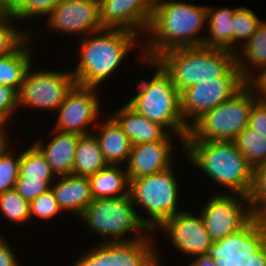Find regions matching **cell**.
<instances>
[{"label":"cell","instance_id":"cell-1","mask_svg":"<svg viewBox=\"0 0 266 266\" xmlns=\"http://www.w3.org/2000/svg\"><path fill=\"white\" fill-rule=\"evenodd\" d=\"M200 208L205 229L220 249L234 253L244 264L266 256V226L253 214L249 197L215 193Z\"/></svg>","mask_w":266,"mask_h":266},{"label":"cell","instance_id":"cell-2","mask_svg":"<svg viewBox=\"0 0 266 266\" xmlns=\"http://www.w3.org/2000/svg\"><path fill=\"white\" fill-rule=\"evenodd\" d=\"M207 10L208 4L158 0L145 37L142 38L144 58L154 60L170 49L203 45Z\"/></svg>","mask_w":266,"mask_h":266},{"label":"cell","instance_id":"cell-3","mask_svg":"<svg viewBox=\"0 0 266 266\" xmlns=\"http://www.w3.org/2000/svg\"><path fill=\"white\" fill-rule=\"evenodd\" d=\"M78 40V63L71 73L80 86L101 88L135 49L140 50L139 62L144 58L142 39L128 30L103 28Z\"/></svg>","mask_w":266,"mask_h":266},{"label":"cell","instance_id":"cell-4","mask_svg":"<svg viewBox=\"0 0 266 266\" xmlns=\"http://www.w3.org/2000/svg\"><path fill=\"white\" fill-rule=\"evenodd\" d=\"M183 156L220 189L214 193L250 195L254 169L234 141H184Z\"/></svg>","mask_w":266,"mask_h":266},{"label":"cell","instance_id":"cell-5","mask_svg":"<svg viewBox=\"0 0 266 266\" xmlns=\"http://www.w3.org/2000/svg\"><path fill=\"white\" fill-rule=\"evenodd\" d=\"M141 64L154 71L150 79L142 78L136 93L126 103L148 120L164 127L169 133L180 138L179 147L184 153V141L189 127L180 110V92L171 81L170 76L153 59L143 58ZM151 67V68H150Z\"/></svg>","mask_w":266,"mask_h":266},{"label":"cell","instance_id":"cell-6","mask_svg":"<svg viewBox=\"0 0 266 266\" xmlns=\"http://www.w3.org/2000/svg\"><path fill=\"white\" fill-rule=\"evenodd\" d=\"M181 92L197 83L217 78H242L236 53L207 46L170 49L154 59Z\"/></svg>","mask_w":266,"mask_h":266},{"label":"cell","instance_id":"cell-7","mask_svg":"<svg viewBox=\"0 0 266 266\" xmlns=\"http://www.w3.org/2000/svg\"><path fill=\"white\" fill-rule=\"evenodd\" d=\"M78 220L101 243L157 237L141 221L130 195L93 199Z\"/></svg>","mask_w":266,"mask_h":266},{"label":"cell","instance_id":"cell-8","mask_svg":"<svg viewBox=\"0 0 266 266\" xmlns=\"http://www.w3.org/2000/svg\"><path fill=\"white\" fill-rule=\"evenodd\" d=\"M174 166L173 164L161 172L130 180L129 195L132 203L137 208L141 221L151 232H155L167 219L183 211L178 206L182 194Z\"/></svg>","mask_w":266,"mask_h":266},{"label":"cell","instance_id":"cell-9","mask_svg":"<svg viewBox=\"0 0 266 266\" xmlns=\"http://www.w3.org/2000/svg\"><path fill=\"white\" fill-rule=\"evenodd\" d=\"M259 99L245 83L228 100L199 117L190 127L185 141H234L247 126Z\"/></svg>","mask_w":266,"mask_h":266},{"label":"cell","instance_id":"cell-10","mask_svg":"<svg viewBox=\"0 0 266 266\" xmlns=\"http://www.w3.org/2000/svg\"><path fill=\"white\" fill-rule=\"evenodd\" d=\"M28 69L18 92V108L49 111L54 114L67 93L76 84L71 70ZM33 68L35 70H33ZM40 69V70H39Z\"/></svg>","mask_w":266,"mask_h":266},{"label":"cell","instance_id":"cell-11","mask_svg":"<svg viewBox=\"0 0 266 266\" xmlns=\"http://www.w3.org/2000/svg\"><path fill=\"white\" fill-rule=\"evenodd\" d=\"M99 89L75 84L55 113L57 119L53 129L80 135L92 133L103 113Z\"/></svg>","mask_w":266,"mask_h":266},{"label":"cell","instance_id":"cell-12","mask_svg":"<svg viewBox=\"0 0 266 266\" xmlns=\"http://www.w3.org/2000/svg\"><path fill=\"white\" fill-rule=\"evenodd\" d=\"M167 238L175 252L185 254L190 259L194 256L208 254L219 248L205 229L201 215L189 210H183L167 219L155 232Z\"/></svg>","mask_w":266,"mask_h":266},{"label":"cell","instance_id":"cell-13","mask_svg":"<svg viewBox=\"0 0 266 266\" xmlns=\"http://www.w3.org/2000/svg\"><path fill=\"white\" fill-rule=\"evenodd\" d=\"M244 84L243 78H217L182 90L180 110L187 126L190 127L203 114L228 100Z\"/></svg>","mask_w":266,"mask_h":266},{"label":"cell","instance_id":"cell-14","mask_svg":"<svg viewBox=\"0 0 266 266\" xmlns=\"http://www.w3.org/2000/svg\"><path fill=\"white\" fill-rule=\"evenodd\" d=\"M45 19L47 31L79 39L103 29L100 5L90 0H61Z\"/></svg>","mask_w":266,"mask_h":266},{"label":"cell","instance_id":"cell-15","mask_svg":"<svg viewBox=\"0 0 266 266\" xmlns=\"http://www.w3.org/2000/svg\"><path fill=\"white\" fill-rule=\"evenodd\" d=\"M176 136L168 133L161 141L132 145L125 165L129 180L161 172L175 164Z\"/></svg>","mask_w":266,"mask_h":266},{"label":"cell","instance_id":"cell-16","mask_svg":"<svg viewBox=\"0 0 266 266\" xmlns=\"http://www.w3.org/2000/svg\"><path fill=\"white\" fill-rule=\"evenodd\" d=\"M156 239L103 243V266H164Z\"/></svg>","mask_w":266,"mask_h":266},{"label":"cell","instance_id":"cell-17","mask_svg":"<svg viewBox=\"0 0 266 266\" xmlns=\"http://www.w3.org/2000/svg\"><path fill=\"white\" fill-rule=\"evenodd\" d=\"M150 20L151 12L138 0H104L100 4L103 28L128 30L144 37Z\"/></svg>","mask_w":266,"mask_h":266},{"label":"cell","instance_id":"cell-18","mask_svg":"<svg viewBox=\"0 0 266 266\" xmlns=\"http://www.w3.org/2000/svg\"><path fill=\"white\" fill-rule=\"evenodd\" d=\"M51 129L49 141L37 137L31 143L45 157L56 176L72 174L76 147L81 135L57 131L53 127Z\"/></svg>","mask_w":266,"mask_h":266},{"label":"cell","instance_id":"cell-19","mask_svg":"<svg viewBox=\"0 0 266 266\" xmlns=\"http://www.w3.org/2000/svg\"><path fill=\"white\" fill-rule=\"evenodd\" d=\"M51 189L56 201L65 215L80 218L85 208L92 202L88 177L74 174L57 176Z\"/></svg>","mask_w":266,"mask_h":266},{"label":"cell","instance_id":"cell-20","mask_svg":"<svg viewBox=\"0 0 266 266\" xmlns=\"http://www.w3.org/2000/svg\"><path fill=\"white\" fill-rule=\"evenodd\" d=\"M92 132L98 139L102 155L108 164L125 166L132 144L117 122L108 114L103 115ZM107 116V117H106Z\"/></svg>","mask_w":266,"mask_h":266},{"label":"cell","instance_id":"cell-21","mask_svg":"<svg viewBox=\"0 0 266 266\" xmlns=\"http://www.w3.org/2000/svg\"><path fill=\"white\" fill-rule=\"evenodd\" d=\"M109 115L128 136L132 145L161 141L169 132L161 125L148 120L133 110L126 102Z\"/></svg>","mask_w":266,"mask_h":266},{"label":"cell","instance_id":"cell-22","mask_svg":"<svg viewBox=\"0 0 266 266\" xmlns=\"http://www.w3.org/2000/svg\"><path fill=\"white\" fill-rule=\"evenodd\" d=\"M236 61L245 83L266 68V20L261 22L249 41L236 53Z\"/></svg>","mask_w":266,"mask_h":266},{"label":"cell","instance_id":"cell-23","mask_svg":"<svg viewBox=\"0 0 266 266\" xmlns=\"http://www.w3.org/2000/svg\"><path fill=\"white\" fill-rule=\"evenodd\" d=\"M88 179L93 199L129 195L130 180L123 165L108 164Z\"/></svg>","mask_w":266,"mask_h":266},{"label":"cell","instance_id":"cell-24","mask_svg":"<svg viewBox=\"0 0 266 266\" xmlns=\"http://www.w3.org/2000/svg\"><path fill=\"white\" fill-rule=\"evenodd\" d=\"M32 38H35V32L16 52L0 58V85L19 92L28 69L35 62Z\"/></svg>","mask_w":266,"mask_h":266},{"label":"cell","instance_id":"cell-25","mask_svg":"<svg viewBox=\"0 0 266 266\" xmlns=\"http://www.w3.org/2000/svg\"><path fill=\"white\" fill-rule=\"evenodd\" d=\"M239 7L208 6L206 34L203 46L232 51V18Z\"/></svg>","mask_w":266,"mask_h":266},{"label":"cell","instance_id":"cell-26","mask_svg":"<svg viewBox=\"0 0 266 266\" xmlns=\"http://www.w3.org/2000/svg\"><path fill=\"white\" fill-rule=\"evenodd\" d=\"M107 165L95 135H81L76 147L72 174L89 177Z\"/></svg>","mask_w":266,"mask_h":266},{"label":"cell","instance_id":"cell-27","mask_svg":"<svg viewBox=\"0 0 266 266\" xmlns=\"http://www.w3.org/2000/svg\"><path fill=\"white\" fill-rule=\"evenodd\" d=\"M16 22L10 13L0 12V58L16 52L33 35L31 28H19Z\"/></svg>","mask_w":266,"mask_h":266},{"label":"cell","instance_id":"cell-28","mask_svg":"<svg viewBox=\"0 0 266 266\" xmlns=\"http://www.w3.org/2000/svg\"><path fill=\"white\" fill-rule=\"evenodd\" d=\"M253 11L248 6H239L232 18V52L234 53L244 47L263 21Z\"/></svg>","mask_w":266,"mask_h":266},{"label":"cell","instance_id":"cell-29","mask_svg":"<svg viewBox=\"0 0 266 266\" xmlns=\"http://www.w3.org/2000/svg\"><path fill=\"white\" fill-rule=\"evenodd\" d=\"M28 178H41L45 181H55L56 175L41 152L33 145L21 149L19 176Z\"/></svg>","mask_w":266,"mask_h":266},{"label":"cell","instance_id":"cell-30","mask_svg":"<svg viewBox=\"0 0 266 266\" xmlns=\"http://www.w3.org/2000/svg\"><path fill=\"white\" fill-rule=\"evenodd\" d=\"M234 142L253 169L266 162V138L260 133L246 127Z\"/></svg>","mask_w":266,"mask_h":266},{"label":"cell","instance_id":"cell-31","mask_svg":"<svg viewBox=\"0 0 266 266\" xmlns=\"http://www.w3.org/2000/svg\"><path fill=\"white\" fill-rule=\"evenodd\" d=\"M0 213L2 219L16 227L30 222L29 201L25 200L17 190L11 189L0 195Z\"/></svg>","mask_w":266,"mask_h":266},{"label":"cell","instance_id":"cell-32","mask_svg":"<svg viewBox=\"0 0 266 266\" xmlns=\"http://www.w3.org/2000/svg\"><path fill=\"white\" fill-rule=\"evenodd\" d=\"M11 146L12 142L0 153V195L14 189L19 176L21 150H15V146L14 149Z\"/></svg>","mask_w":266,"mask_h":266},{"label":"cell","instance_id":"cell-33","mask_svg":"<svg viewBox=\"0 0 266 266\" xmlns=\"http://www.w3.org/2000/svg\"><path fill=\"white\" fill-rule=\"evenodd\" d=\"M61 0H17L10 13L18 22L45 20ZM43 17V18H42ZM39 18V19H38ZM41 19V20H40Z\"/></svg>","mask_w":266,"mask_h":266},{"label":"cell","instance_id":"cell-34","mask_svg":"<svg viewBox=\"0 0 266 266\" xmlns=\"http://www.w3.org/2000/svg\"><path fill=\"white\" fill-rule=\"evenodd\" d=\"M249 202L253 214L266 226V162L254 169Z\"/></svg>","mask_w":266,"mask_h":266},{"label":"cell","instance_id":"cell-35","mask_svg":"<svg viewBox=\"0 0 266 266\" xmlns=\"http://www.w3.org/2000/svg\"><path fill=\"white\" fill-rule=\"evenodd\" d=\"M30 206V224L34 221H52L54 218H59L60 214L63 213L61 208L56 201L54 192L50 189L47 192L40 194L38 197L29 202ZM58 216V217H57ZM57 217V218H56ZM52 219V220H51Z\"/></svg>","mask_w":266,"mask_h":266},{"label":"cell","instance_id":"cell-36","mask_svg":"<svg viewBox=\"0 0 266 266\" xmlns=\"http://www.w3.org/2000/svg\"><path fill=\"white\" fill-rule=\"evenodd\" d=\"M188 266H243L244 263L231 251L218 249L191 258Z\"/></svg>","mask_w":266,"mask_h":266},{"label":"cell","instance_id":"cell-37","mask_svg":"<svg viewBox=\"0 0 266 266\" xmlns=\"http://www.w3.org/2000/svg\"><path fill=\"white\" fill-rule=\"evenodd\" d=\"M53 182L41 180V178L18 177L15 189L25 200L30 202L40 194L49 191Z\"/></svg>","mask_w":266,"mask_h":266},{"label":"cell","instance_id":"cell-38","mask_svg":"<svg viewBox=\"0 0 266 266\" xmlns=\"http://www.w3.org/2000/svg\"><path fill=\"white\" fill-rule=\"evenodd\" d=\"M19 111L18 92L8 86H0V121L6 126Z\"/></svg>","mask_w":266,"mask_h":266},{"label":"cell","instance_id":"cell-39","mask_svg":"<svg viewBox=\"0 0 266 266\" xmlns=\"http://www.w3.org/2000/svg\"><path fill=\"white\" fill-rule=\"evenodd\" d=\"M92 245L88 251L78 255L70 266H103V243Z\"/></svg>","mask_w":266,"mask_h":266},{"label":"cell","instance_id":"cell-40","mask_svg":"<svg viewBox=\"0 0 266 266\" xmlns=\"http://www.w3.org/2000/svg\"><path fill=\"white\" fill-rule=\"evenodd\" d=\"M266 138V102L258 100L250 113L248 126Z\"/></svg>","mask_w":266,"mask_h":266},{"label":"cell","instance_id":"cell-41","mask_svg":"<svg viewBox=\"0 0 266 266\" xmlns=\"http://www.w3.org/2000/svg\"><path fill=\"white\" fill-rule=\"evenodd\" d=\"M0 233V266H22L19 256L16 254L17 250L11 246L6 236Z\"/></svg>","mask_w":266,"mask_h":266},{"label":"cell","instance_id":"cell-42","mask_svg":"<svg viewBox=\"0 0 266 266\" xmlns=\"http://www.w3.org/2000/svg\"><path fill=\"white\" fill-rule=\"evenodd\" d=\"M249 84L259 100L266 102V68L259 72Z\"/></svg>","mask_w":266,"mask_h":266},{"label":"cell","instance_id":"cell-43","mask_svg":"<svg viewBox=\"0 0 266 266\" xmlns=\"http://www.w3.org/2000/svg\"><path fill=\"white\" fill-rule=\"evenodd\" d=\"M17 0H0V12L11 13Z\"/></svg>","mask_w":266,"mask_h":266},{"label":"cell","instance_id":"cell-44","mask_svg":"<svg viewBox=\"0 0 266 266\" xmlns=\"http://www.w3.org/2000/svg\"><path fill=\"white\" fill-rule=\"evenodd\" d=\"M141 2L151 13L154 10V7L156 6L158 0H138Z\"/></svg>","mask_w":266,"mask_h":266},{"label":"cell","instance_id":"cell-45","mask_svg":"<svg viewBox=\"0 0 266 266\" xmlns=\"http://www.w3.org/2000/svg\"><path fill=\"white\" fill-rule=\"evenodd\" d=\"M11 136H0V153L3 151V149L10 143L13 142ZM11 139V140H10Z\"/></svg>","mask_w":266,"mask_h":266},{"label":"cell","instance_id":"cell-46","mask_svg":"<svg viewBox=\"0 0 266 266\" xmlns=\"http://www.w3.org/2000/svg\"><path fill=\"white\" fill-rule=\"evenodd\" d=\"M8 129V130H7ZM9 128L0 121V136H11ZM10 134V135H9Z\"/></svg>","mask_w":266,"mask_h":266},{"label":"cell","instance_id":"cell-47","mask_svg":"<svg viewBox=\"0 0 266 266\" xmlns=\"http://www.w3.org/2000/svg\"><path fill=\"white\" fill-rule=\"evenodd\" d=\"M243 266H266L265 258L261 259V260H259L257 262L244 264Z\"/></svg>","mask_w":266,"mask_h":266},{"label":"cell","instance_id":"cell-48","mask_svg":"<svg viewBox=\"0 0 266 266\" xmlns=\"http://www.w3.org/2000/svg\"><path fill=\"white\" fill-rule=\"evenodd\" d=\"M90 1L96 2L97 4L100 5L104 0H90Z\"/></svg>","mask_w":266,"mask_h":266}]
</instances>
